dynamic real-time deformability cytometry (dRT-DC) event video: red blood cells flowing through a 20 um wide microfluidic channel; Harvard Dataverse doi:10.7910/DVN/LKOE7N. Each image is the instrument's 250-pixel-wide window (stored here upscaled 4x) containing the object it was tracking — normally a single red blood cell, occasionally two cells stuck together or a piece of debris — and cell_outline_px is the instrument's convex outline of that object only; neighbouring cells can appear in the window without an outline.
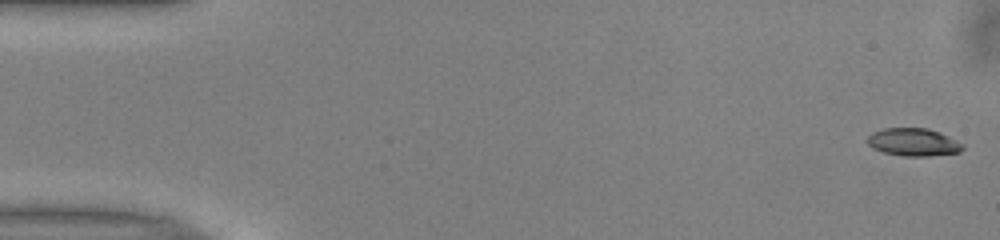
{"species": "common noctule bat (a hibernating species)", "species_latin": "Nyctalus noctula", "temperature_condition": "warm", "stored_images_in_passage": 51, "camera_frame_rate_fps": 3000, "um_per_image_px": 0.085, "animal": {"sex": "male", "body_mass_g": 13.0, "forearm_length_mm": 53.1}, "frame": {"image": 1, "passage_image": 1, "time_ms": 0.0, "image_size_px": [1000, 240], "cell_outline_px": [[964, 148], [960, 152], [928, 156], [904, 156], [884, 152], [872, 148], [868, 144], [868, 136], [872, 132], [884, 128], [928, 128], [940, 132], [964, 144]], "centroid_in_image_um": [77.65, 12.08], "position_along_channel_um": 7.3, "area_um2": 15.43}}
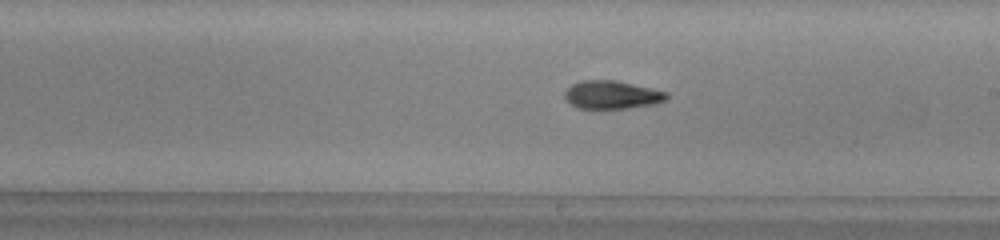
{"frame": {"image": 2, "passage_image": 29, "time_ms": 9.333, "image_size_px": [1000, 240], "cell_outline_px": [[668, 100], [652, 104], [628, 108], [600, 112], [576, 108], [564, 96], [564, 92], [572, 84], [580, 80], [616, 80], [668, 92]], "centroid_in_image_um": [51.98, 8.1], "position_along_channel_um": 237.0, "area_um2": 17.4}}
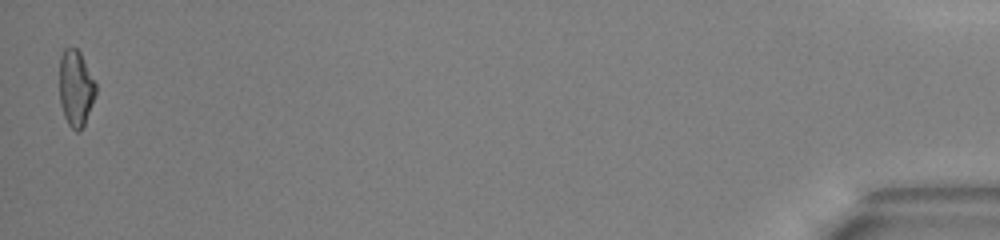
{"frame": {"image": 3, "passage_image": 51, "time_ms": 16.667, "image_size_px": [1000, 240], "cell_outline_px": [[96, 96], [84, 124], [76, 132], [68, 124], [64, 116], [60, 104], [60, 56], [64, 48], [76, 48], [80, 52], [96, 84]], "centroid_in_image_um": [6.44, 7.49], "position_along_channel_um": 428.8, "area_um2": 16.01}, "authors_computed_cell_mechanics": {"area_um2": 16.5308, "velocity_mm_per_s": 3.9958, "shape_relaxation_time_tau1_ms": 6.2415, "shape_relaxation_time_tau2_ms": 6.1439, "deformation_change_tau1": 0.1916, "deformation_change_tau2": 0.1149}}